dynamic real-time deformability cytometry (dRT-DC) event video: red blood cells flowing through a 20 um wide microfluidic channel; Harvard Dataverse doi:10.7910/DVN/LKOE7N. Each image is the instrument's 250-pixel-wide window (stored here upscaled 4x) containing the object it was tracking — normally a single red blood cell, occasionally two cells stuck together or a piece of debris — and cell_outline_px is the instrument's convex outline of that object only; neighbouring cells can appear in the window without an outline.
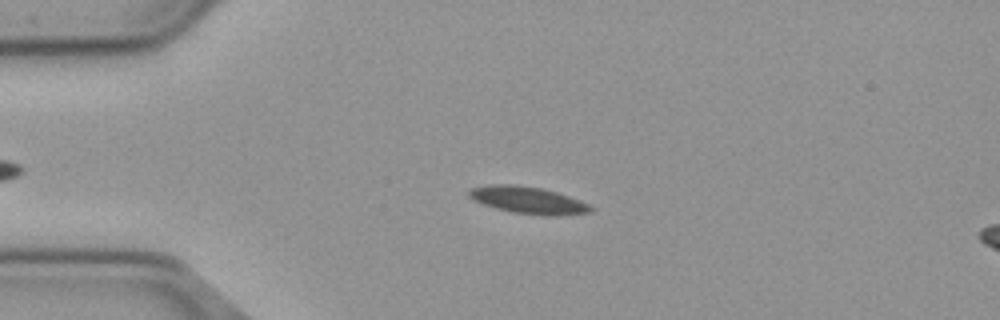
{"species": "common noctule bat (a hibernating species)", "species_latin": "Nyctalus noctula", "temperature_condition": "cold", "stored_images_in_passage": 56, "camera_frame_rate_fps": 3000, "um_per_image_px": 0.085, "animal": {"sex": "male", "body_mass_g": 23.1, "forearm_length_mm": 52.7}, "frame": {"image": 1, "passage_image": 13, "time_ms": 4.0, "image_size_px": [1000, 320], "cell_outline_px": [[592, 212], [560, 216], [544, 216], [512, 212], [496, 208], [472, 200], [468, 196], [468, 192], [472, 188], [488, 184], [512, 184], [540, 188], [556, 192], [580, 200], [588, 204], [592, 208]], "centroid_in_image_um": [44.88, 17.02], "position_along_channel_um": 40.1, "area_um2": 19.19}}
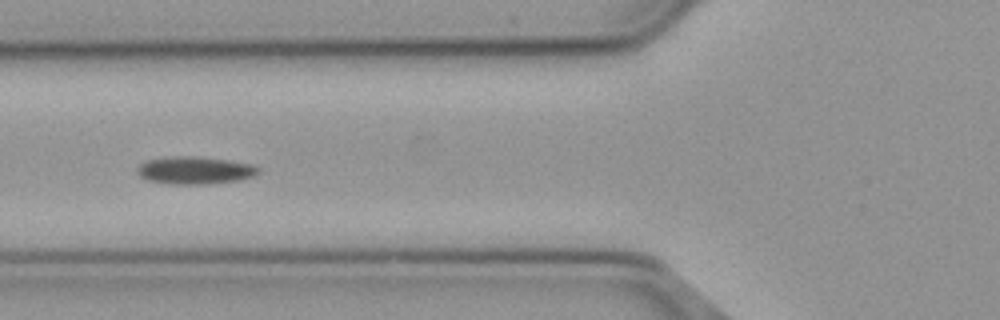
{"frame": {"image": 2, "passage_image": 21, "time_ms": 6.667, "image_size_px": [1000, 320], "cell_outline_px": [[260, 172], [256, 176], [240, 180], [204, 184], [168, 184], [148, 180], [140, 176], [136, 172], [136, 168], [144, 160], [176, 156], [192, 156], [224, 160], [252, 164], [260, 168]], "centroid_in_image_um": [16.55, 14.48], "position_along_channel_um": 109.2, "area_um2": 19.48}}
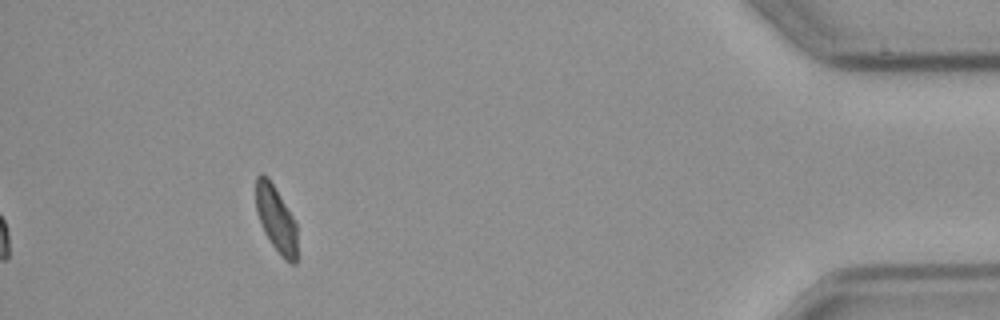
{"frame": {"image": 3, "passage_image": 51, "time_ms": 16.667, "image_size_px": [1000, 320], "cell_outline_px": [[296, 264], [292, 264], [284, 260], [280, 256], [264, 232], [260, 224], [256, 212], [256, 176], [260, 172], [268, 176], [292, 216], [296, 224]], "centroid_in_image_um": [23.44, 18.61], "position_along_channel_um": 411.8, "area_um2": 15.9}, "authors_computed_cell_mechanics": {"area_um2": 17.8891, "velocity_mm_per_s": 3.6574, "shape_relaxation_time_tau1_ms": 7.4846, "shape_relaxation_time_tau2_ms": null, "deformation_change_tau1": 0.1366, "deformation_change_tau2": null}}